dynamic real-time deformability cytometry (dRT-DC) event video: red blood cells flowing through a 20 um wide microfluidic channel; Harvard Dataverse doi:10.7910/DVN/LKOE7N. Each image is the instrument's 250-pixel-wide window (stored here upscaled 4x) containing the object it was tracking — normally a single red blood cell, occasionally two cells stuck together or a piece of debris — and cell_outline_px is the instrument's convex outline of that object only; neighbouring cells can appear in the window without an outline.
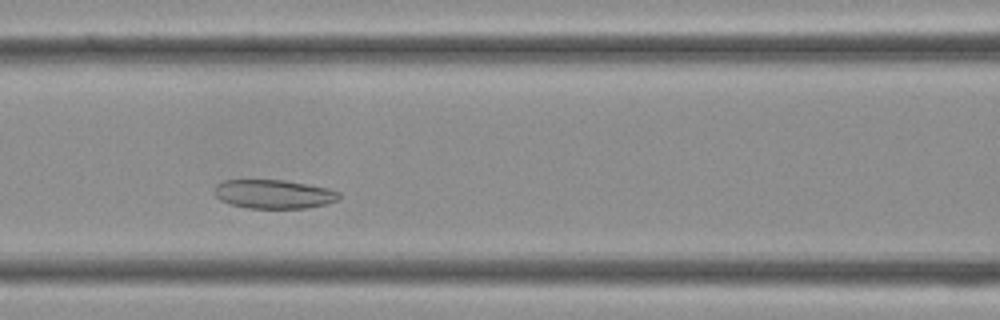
{"species": "Egyptian fruit bat (a non-hibernating species)", "species_latin": "Rousettus aegyptiacus", "temperature_condition": "cold", "stored_images_in_passage": 30, "camera_frame_rate_fps": 3000, "um_per_image_px": 0.085, "frame": {"image": 1, "passage_image": 9, "time_ms": 2.667, "image_size_px": [1000, 320], "cell_outline_px": [[340, 200], [328, 204], [308, 208], [248, 208], [232, 204], [220, 200], [212, 192], [216, 184], [224, 180], [284, 180], [328, 188], [340, 192]], "centroid_in_image_um": [23.29, 16.5], "position_along_channel_um": 143.3, "area_um2": 21.15}}
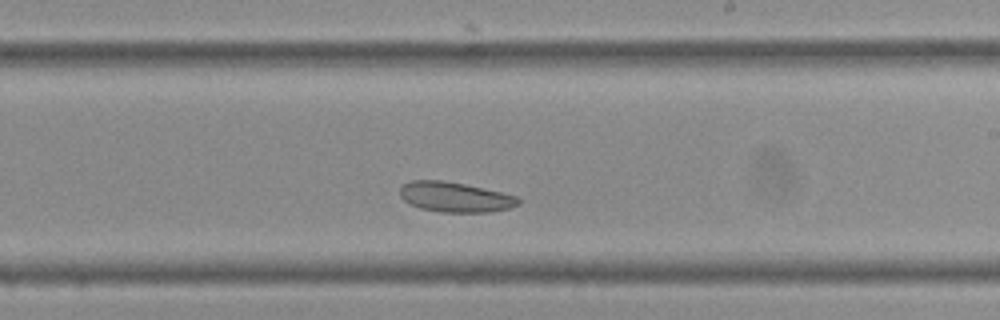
{"frame": {"image": 2, "passage_image": 15, "time_ms": 4.667, "image_size_px": [1000, 320], "cell_outline_px": [[520, 204], [508, 208], [492, 212], [440, 212], [420, 208], [408, 204], [400, 196], [400, 188], [404, 184], [412, 180], [444, 180], [464, 184], [520, 196]], "centroid_in_image_um": [38.69, 16.75], "position_along_channel_um": 250.3, "area_um2": 20.87}}
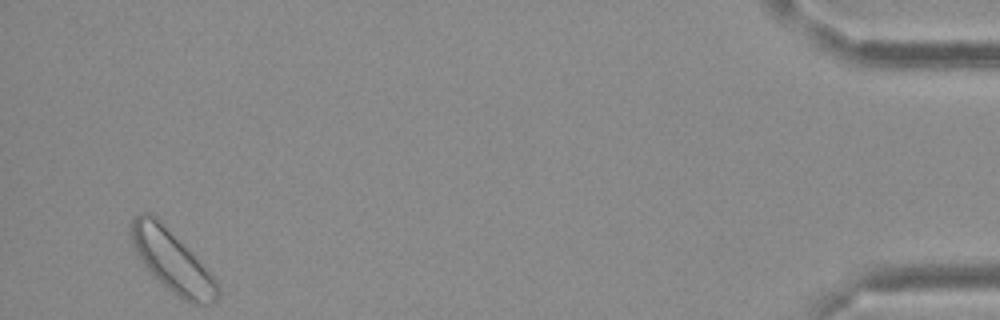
{"frame": {"image": 3, "passage_image": 29, "time_ms": 9.333, "image_size_px": [1000, 320], "cell_outline_px": [[220, 296], [212, 304], [192, 304], [184, 300], [168, 288], [148, 268], [136, 252], [132, 244], [132, 220], [136, 216], [144, 212], [148, 212], [156, 216], [212, 276], [220, 292]], "centroid_in_image_um": [14.63, 22.2], "position_along_channel_um": 420.6, "area_um2": 29.48}}